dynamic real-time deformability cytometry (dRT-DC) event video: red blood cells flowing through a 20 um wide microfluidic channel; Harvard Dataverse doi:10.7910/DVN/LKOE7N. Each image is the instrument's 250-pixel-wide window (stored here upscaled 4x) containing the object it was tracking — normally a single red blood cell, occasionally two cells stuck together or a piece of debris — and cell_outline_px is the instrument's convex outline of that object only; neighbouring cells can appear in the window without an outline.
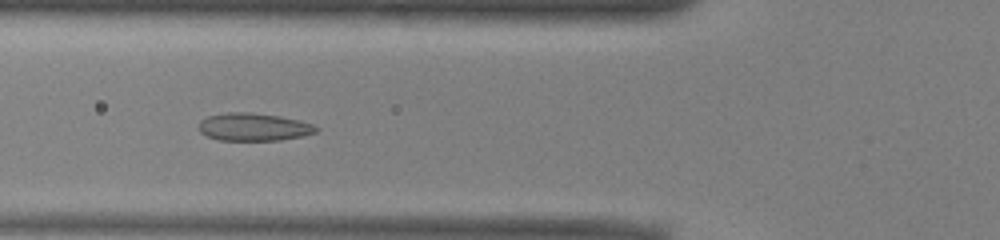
{"species": "common noctule bat (a hibernating species)", "species_latin": "Nyctalus noctula", "temperature_condition": "warm", "stored_images_in_passage": 52, "camera_frame_rate_fps": 3000, "um_per_image_px": 0.085, "animal": {"sex": "male", "body_mass_g": 13.0, "forearm_length_mm": 53.1}, "frame": {"image": 1, "passage_image": 19, "time_ms": 6.0, "image_size_px": [1000, 240], "cell_outline_px": [[320, 128], [316, 132], [304, 136], [280, 140], [220, 140], [208, 136], [200, 132], [200, 120], [208, 116], [228, 112], [252, 112], [280, 116], [312, 124]], "centroid_in_image_um": [21.58, 10.79], "position_along_channel_um": 104.2, "area_um2": 18.9}}
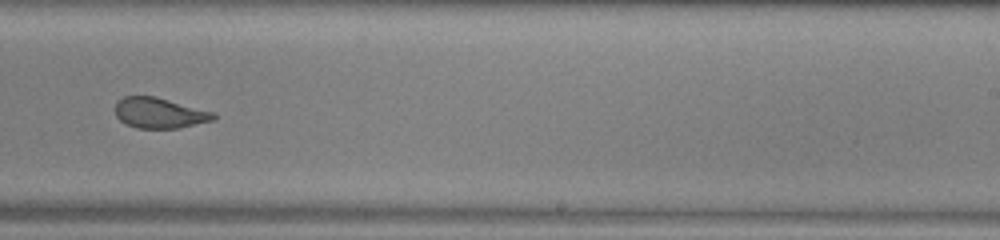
{"frame": {"image": 2, "passage_image": 32, "time_ms": 10.333, "image_size_px": [1000, 240], "cell_outline_px": [[216, 120], [180, 128], [136, 128], [120, 120], [116, 116], [116, 100], [124, 96], [156, 96], [216, 112]], "centroid_in_image_um": [13.61, 9.59], "position_along_channel_um": 275.4, "area_um2": 17.74}}
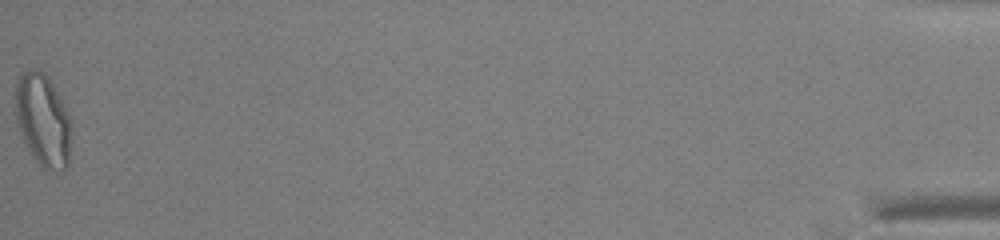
{"frame": {"image": 3, "passage_image": 52, "time_ms": 17.0, "image_size_px": [1000, 240], "cell_outline_px": [[72, 132], [68, 168], [64, 172], [48, 172], [40, 168], [32, 156], [24, 140], [16, 120], [16, 80], [20, 72], [28, 68], [40, 68], [44, 72], [52, 84], [72, 124]], "centroid_in_image_um": [3.66, 10.27], "position_along_channel_um": 431.5, "area_um2": 30.69}, "authors_computed_cell_mechanics": {"area_um2": 20.6635, "velocity_mm_per_s": 3.9585, "shape_relaxation_time_tau1_ms": 7.8612, "shape_relaxation_time_tau2_ms": 1.1468, "deformation_change_tau1": 0.1914, "deformation_change_tau2": 0.0705}}